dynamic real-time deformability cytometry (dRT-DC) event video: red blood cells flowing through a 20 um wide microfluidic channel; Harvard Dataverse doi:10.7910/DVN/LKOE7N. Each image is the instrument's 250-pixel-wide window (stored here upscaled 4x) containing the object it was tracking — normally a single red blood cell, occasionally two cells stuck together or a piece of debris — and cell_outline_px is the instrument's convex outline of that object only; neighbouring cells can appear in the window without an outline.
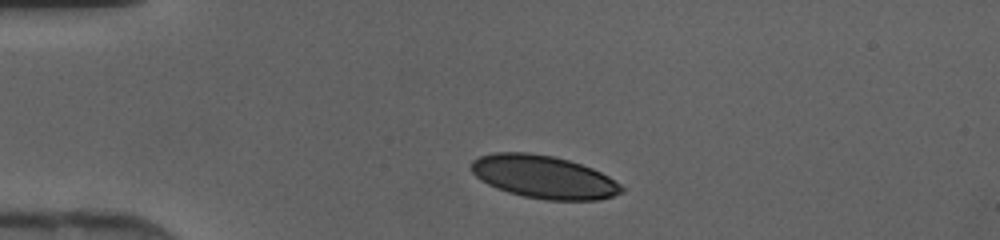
{"species": "human", "species_latin": "Homo sapiens", "temperature_condition": "cold", "stored_images_in_passage": 36, "camera_frame_rate_fps": 3000, "um_per_image_px": 0.085, "donor": {"sex": "female"}, "frame": {"image": 1, "passage_image": 1, "time_ms": 0.0, "image_size_px": [1000, 240], "cell_outline_px": [[624, 192], [600, 200], [544, 200], [524, 196], [508, 192], [496, 188], [480, 180], [468, 168], [468, 164], [472, 160], [480, 156], [496, 152], [528, 152], [552, 156], [568, 160], [592, 168], [608, 176], [620, 184], [624, 188]], "centroid_in_image_um": [46.18, 15.04], "position_along_channel_um": 38.8, "area_um2": 37.74}}
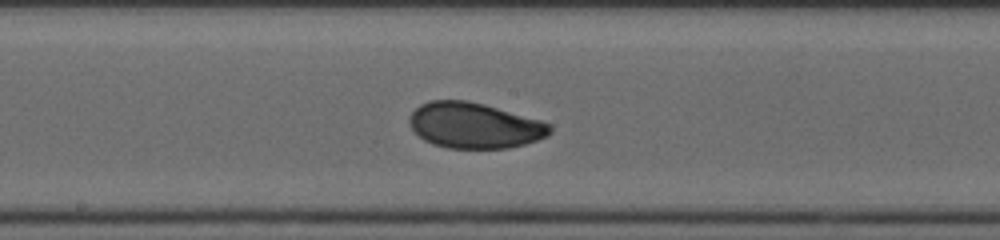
{"frame": {"image": 2, "passage_image": 15, "time_ms": 4.667, "image_size_px": [1000, 240], "cell_outline_px": [[552, 132], [548, 136], [524, 144], [508, 148], [448, 148], [432, 144], [424, 140], [412, 128], [408, 120], [412, 112], [420, 104], [428, 100], [468, 100], [484, 104], [540, 120], [548, 124], [552, 128]], "centroid_in_image_um": [40.31, 10.66], "position_along_channel_um": 207.9, "area_um2": 37.28}}
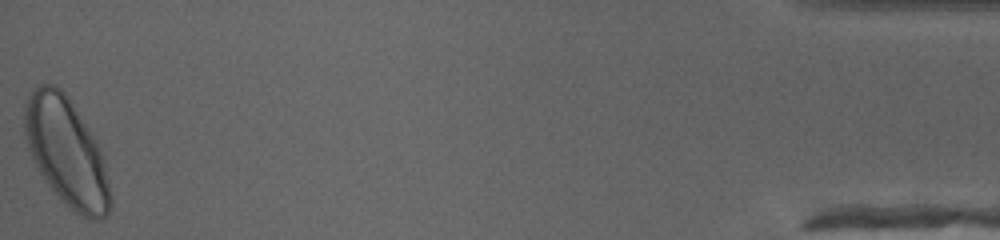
{"frame": {"image": 3, "passage_image": 36, "time_ms": 11.667, "image_size_px": [1000, 240], "cell_outline_px": [[112, 204], [108, 212], [104, 216], [96, 220], [88, 220], [76, 212], [48, 184], [32, 160], [28, 148], [24, 132], [24, 108], [28, 92], [40, 84], [52, 84], [60, 88], [68, 96], [96, 140], [100, 148], [104, 160], [112, 196]], "centroid_in_image_um": [5.65, 12.89], "position_along_channel_um": 429.6, "area_um2": 53.81}}